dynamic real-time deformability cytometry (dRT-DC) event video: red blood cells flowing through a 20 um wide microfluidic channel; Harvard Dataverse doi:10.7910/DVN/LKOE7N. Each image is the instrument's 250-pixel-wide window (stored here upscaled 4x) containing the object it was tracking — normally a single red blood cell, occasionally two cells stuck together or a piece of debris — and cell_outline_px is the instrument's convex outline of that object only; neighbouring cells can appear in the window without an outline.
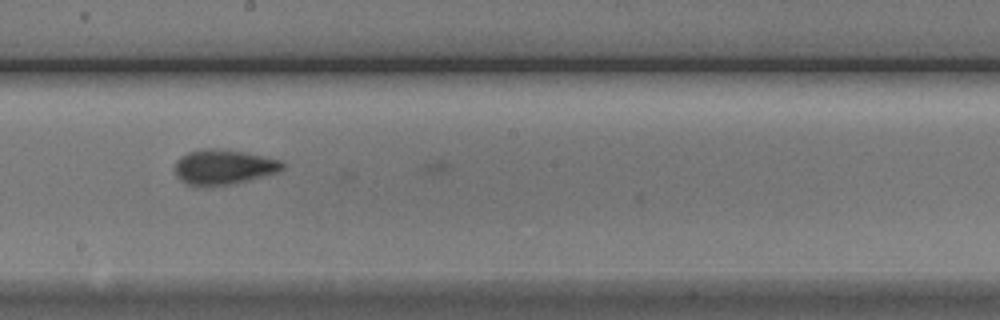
{"species": "Egyptian fruit bat (a non-hibernating species)", "species_latin": "Rousettus aegyptiacus", "temperature_condition": "cold", "stored_images_in_passage": 15, "camera_frame_rate_fps": 3000, "um_per_image_px": 0.085, "animal": {"sex": "male"}, "frame": {"image": 1, "passage_image": 14, "time_ms": 4.333, "image_size_px": [1000, 320], "cell_outline_px": [[284, 168], [280, 172], [232, 184], [196, 188], [180, 180], [176, 176], [172, 168], [176, 160], [180, 156], [188, 152], [204, 148], [216, 148], [244, 152], [264, 156], [280, 160], [284, 164]], "centroid_in_image_um": [18.95, 14.21], "position_along_channel_um": 229.3, "area_um2": 22.48}}